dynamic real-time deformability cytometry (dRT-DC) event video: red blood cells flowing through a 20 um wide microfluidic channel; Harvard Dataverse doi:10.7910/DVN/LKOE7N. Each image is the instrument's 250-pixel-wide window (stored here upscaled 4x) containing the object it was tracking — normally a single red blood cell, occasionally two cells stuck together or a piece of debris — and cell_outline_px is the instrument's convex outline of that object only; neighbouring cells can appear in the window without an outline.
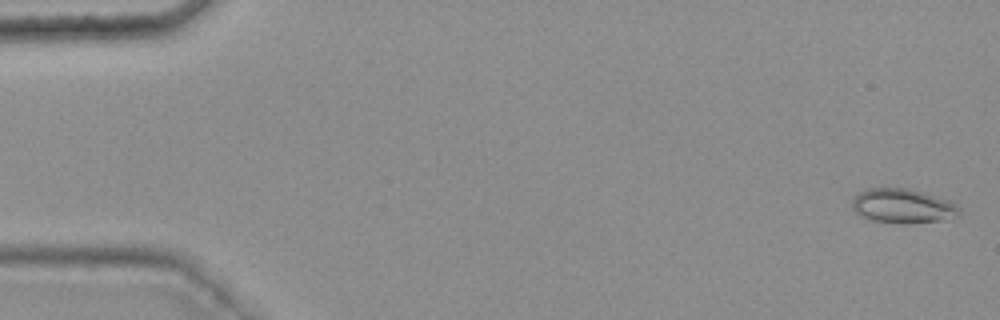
{"species": "common noctule bat (a hibernating species)", "species_latin": "Nyctalus noctula", "temperature_condition": "warm", "stored_images_in_passage": 49, "camera_frame_rate_fps": 3000, "um_per_image_px": 0.085, "animal": {"sex": "female", "body_mass_g": 25.1}, "frame": {"image": 1, "passage_image": 2, "time_ms": 0.333, "image_size_px": [1000, 320], "cell_outline_px": [[960, 216], [940, 220], [908, 224], [900, 224], [872, 220], [856, 212], [852, 208], [852, 196], [856, 192], [868, 188], [908, 188], [948, 200], [956, 204], [960, 208]], "centroid_in_image_um": [76.71, 17.51], "position_along_channel_um": 8.3, "area_um2": 21.62}}
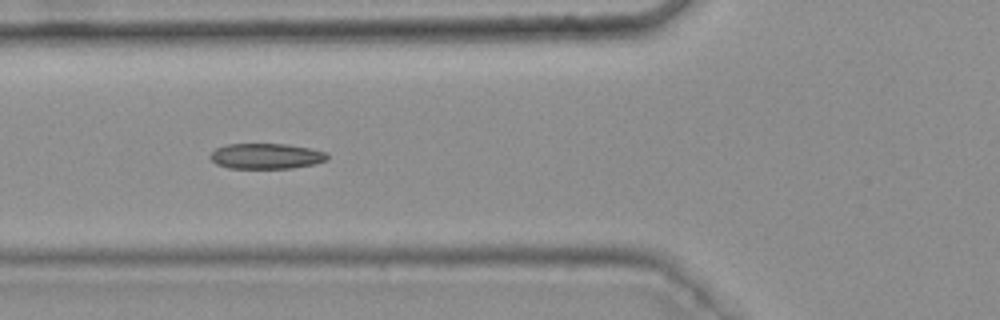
{"frame": {"image": 2, "passage_image": 21, "time_ms": 6.667, "image_size_px": [1000, 320], "cell_outline_px": [[328, 160], [316, 164], [292, 168], [228, 168], [216, 164], [208, 156], [216, 148], [228, 144], [288, 144], [312, 148], [328, 152]], "centroid_in_image_um": [22.67, 13.27], "position_along_channel_um": 103.1, "area_um2": 17.63}}
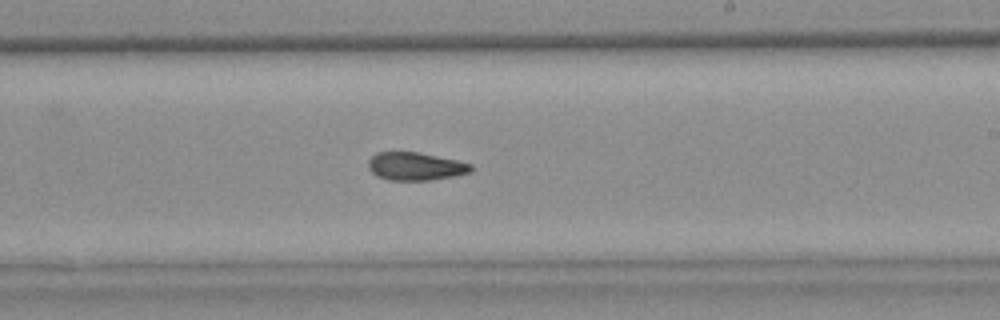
{"frame": {"image": 3, "passage_image": 33, "time_ms": 10.667, "image_size_px": [1000, 320], "cell_outline_px": [[472, 172], [456, 176], [432, 180], [388, 180], [376, 176], [368, 168], [368, 160], [376, 152], [416, 152], [456, 160], [472, 164]], "centroid_in_image_um": [35.31, 14.15], "position_along_channel_um": 253.7, "area_um2": 16.82}, "authors_computed_cell_mechanics": {"area_um2": 17.629, "velocity_mm_per_s": 3.766, "shape_relaxation_time_tau1_ms": null, "shape_relaxation_time_tau2_ms": 2.4722, "deformation_change_tau1": null, "deformation_change_tau2": 0.0737}}